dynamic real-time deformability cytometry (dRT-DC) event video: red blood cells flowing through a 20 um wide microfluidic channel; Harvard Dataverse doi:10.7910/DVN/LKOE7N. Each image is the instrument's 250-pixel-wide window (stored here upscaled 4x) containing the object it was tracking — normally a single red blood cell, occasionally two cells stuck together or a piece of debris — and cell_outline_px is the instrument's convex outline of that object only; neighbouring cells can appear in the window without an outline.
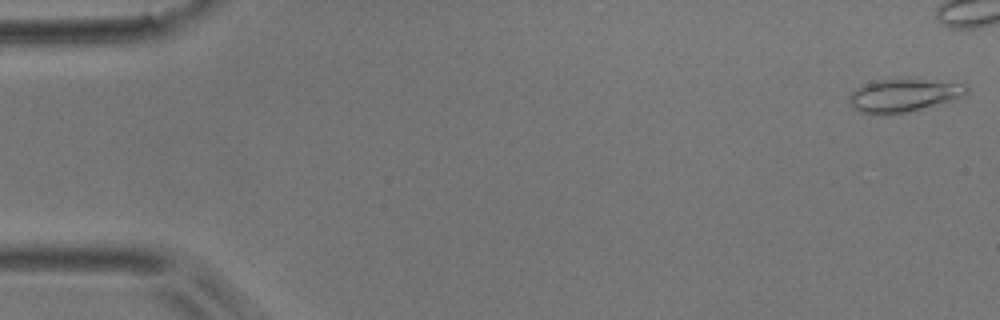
{"species": "common noctule bat (a hibernating species)", "species_latin": "Nyctalus noctula", "temperature_condition": "room temperature", "stored_images_in_passage": 13, "camera_frame_rate_fps": 3000, "um_per_image_px": 0.085, "animal": {"sex": "male", "body_mass_g": 17.9}, "frame": {"image": 1, "passage_image": 1, "time_ms": 0.0, "image_size_px": [1000, 320], "cell_outline_px": [[968, 92], [964, 96], [952, 100], [888, 116], [880, 116], [860, 112], [852, 108], [848, 96], [856, 88], [864, 84], [876, 80], [924, 80], [964, 84], [968, 88]], "centroid_in_image_um": [76.73, 8.14], "position_along_channel_um": 8.3, "area_um2": 22.31}}